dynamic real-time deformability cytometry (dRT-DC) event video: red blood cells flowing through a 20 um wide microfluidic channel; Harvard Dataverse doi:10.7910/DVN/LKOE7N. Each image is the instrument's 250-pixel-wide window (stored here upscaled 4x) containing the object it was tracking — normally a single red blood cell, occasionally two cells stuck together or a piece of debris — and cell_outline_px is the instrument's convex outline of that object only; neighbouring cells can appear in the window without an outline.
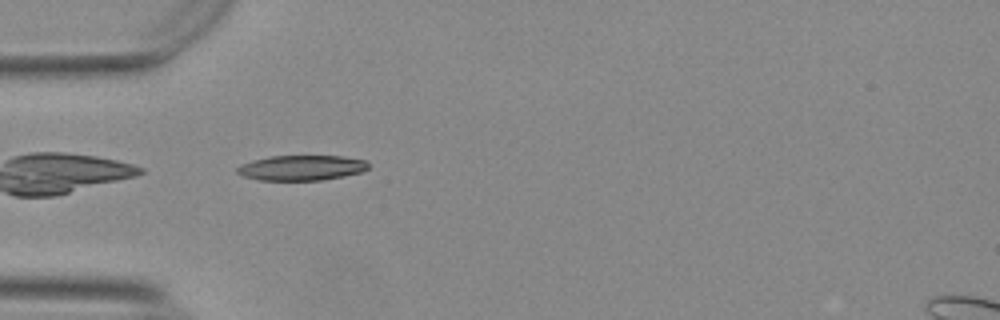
{"species": "Egyptian fruit bat (a non-hibernating species)", "species_latin": "Rousettus aegyptiacus", "temperature_condition": "warm", "stored_images_in_passage": 10, "camera_frame_rate_fps": 3000, "um_per_image_px": 0.085, "animal": {"sex": "female"}, "frame": {"image": 1, "passage_image": 2, "time_ms": 0.333, "image_size_px": [1000, 320], "cell_outline_px": [[368, 168], [360, 172], [344, 176], [320, 180], [260, 180], [244, 176], [236, 172], [236, 168], [240, 164], [252, 160], [268, 156], [344, 156], [364, 160], [368, 164]], "centroid_in_image_um": [25.59, 14.25], "position_along_channel_um": 59.4, "area_um2": 19.19}}
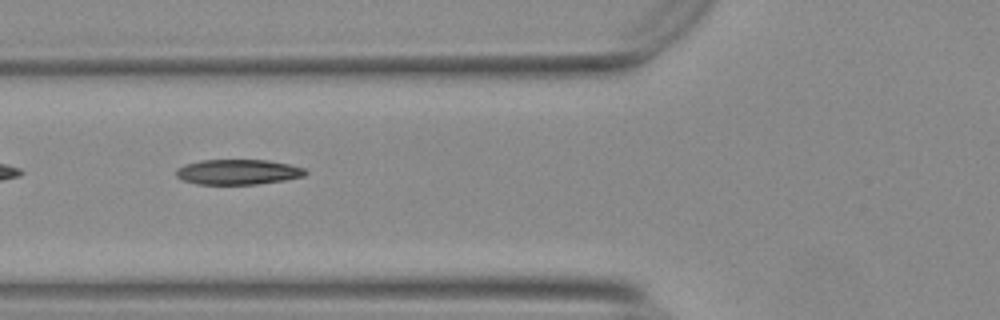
{"frame": {"image": 2, "passage_image": 6, "time_ms": 1.667, "image_size_px": [1000, 320], "cell_outline_px": [[308, 172], [304, 176], [284, 180], [256, 184], [196, 184], [184, 180], [176, 176], [176, 168], [184, 164], [200, 160], [268, 160], [288, 164], [304, 168]], "centroid_in_image_um": [20.21, 14.61], "position_along_channel_um": 105.6, "area_um2": 18.96}}